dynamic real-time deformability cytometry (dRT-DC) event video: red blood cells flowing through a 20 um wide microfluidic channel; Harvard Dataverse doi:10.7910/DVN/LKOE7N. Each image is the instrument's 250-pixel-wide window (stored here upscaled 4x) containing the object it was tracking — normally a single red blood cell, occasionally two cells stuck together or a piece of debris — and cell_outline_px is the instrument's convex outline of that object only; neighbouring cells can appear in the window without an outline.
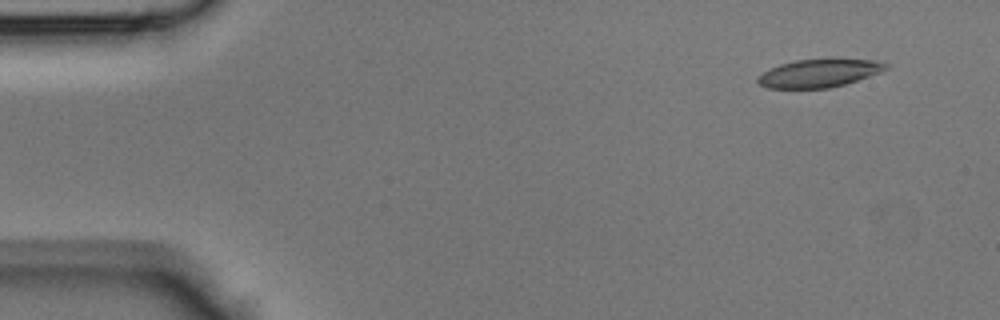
{"species": "Egyptian fruit bat (a non-hibernating species)", "species_latin": "Rousettus aegyptiacus", "temperature_condition": "room temperature", "stored_images_in_passage": 40, "camera_frame_rate_fps": 3000, "um_per_image_px": 0.085, "animal": {"sex": "male"}, "frame": {"image": 1, "passage_image": 1, "time_ms": 0.0, "image_size_px": [1000, 320], "cell_outline_px": [[888, 68], [880, 72], [844, 84], [828, 88], [768, 88], [760, 84], [756, 80], [756, 76], [780, 64], [796, 60], [828, 56], [836, 56], [880, 60], [888, 64]], "centroid_in_image_um": [69.69, 6.15], "position_along_channel_um": 15.3, "area_um2": 21.79}}
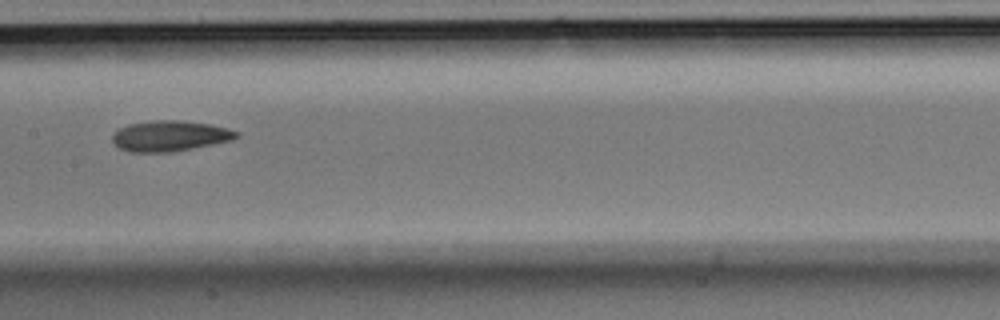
{"frame": {"image": 2, "passage_image": 19, "time_ms": 6.0, "image_size_px": [1000, 320], "cell_outline_px": [[240, 136], [232, 140], [212, 144], [168, 152], [132, 152], [120, 148], [112, 140], [112, 136], [120, 128], [128, 124], [156, 120], [180, 120], [208, 124], [240, 132]], "centroid_in_image_um": [14.44, 11.55], "position_along_channel_um": 193.0, "area_um2": 21.73}}
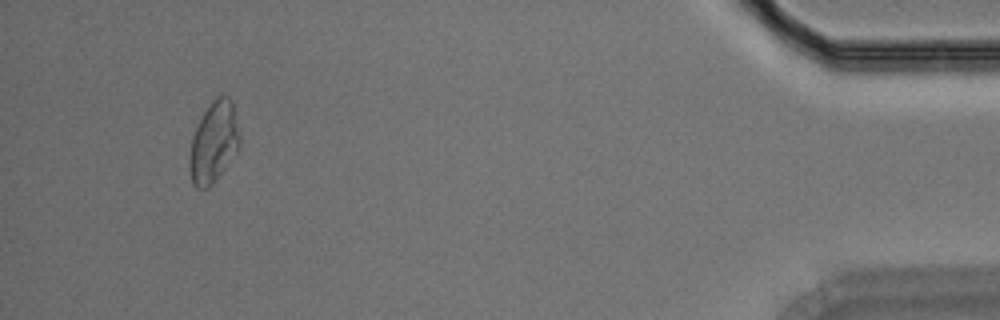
{"frame": {"image": 3, "passage_image": 38, "time_ms": 12.333, "image_size_px": [1000, 320], "cell_outline_px": [[240, 148], [212, 184], [208, 188], [196, 188], [192, 184], [188, 164], [188, 160], [192, 136], [204, 112], [212, 100], [216, 96], [228, 96], [232, 100], [240, 136]], "centroid_in_image_um": [18.16, 12.1], "position_along_channel_um": 417.0, "area_um2": 23.7}}